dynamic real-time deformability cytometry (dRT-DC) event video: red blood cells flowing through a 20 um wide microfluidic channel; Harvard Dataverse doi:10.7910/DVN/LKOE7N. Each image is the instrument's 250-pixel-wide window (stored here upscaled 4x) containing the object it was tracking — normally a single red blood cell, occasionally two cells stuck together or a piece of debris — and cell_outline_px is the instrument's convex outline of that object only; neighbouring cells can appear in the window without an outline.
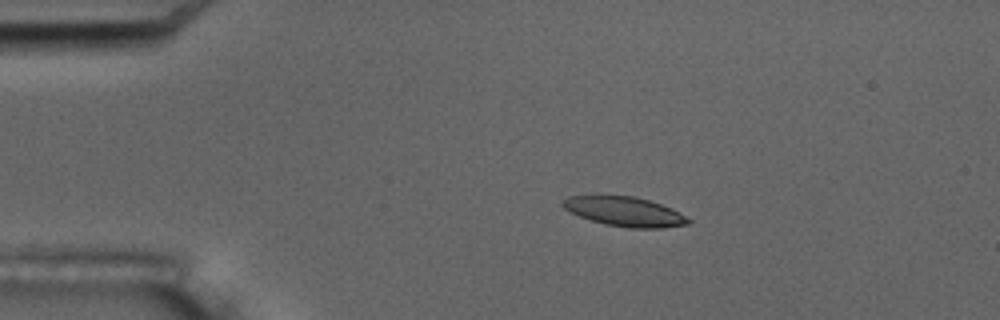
{"species": "common noctule bat (a hibernating species)", "species_latin": "Nyctalus noctula", "temperature_condition": "room temperature", "stored_images_in_passage": 4, "camera_frame_rate_fps": 3000, "um_per_image_px": 0.085, "animal": {"sex": "male", "body_mass_g": 17.5, "forearm_length_mm": 52.3}, "frame": {"image": 1, "passage_image": 1, "time_ms": 0.0, "image_size_px": [1000, 320], "cell_outline_px": [[692, 224], [664, 228], [628, 228], [604, 224], [580, 216], [564, 208], [560, 204], [568, 196], [636, 196], [672, 208], [692, 220]], "centroid_in_image_um": [53.16, 18.0], "position_along_channel_um": 31.8, "area_um2": 21.5}}